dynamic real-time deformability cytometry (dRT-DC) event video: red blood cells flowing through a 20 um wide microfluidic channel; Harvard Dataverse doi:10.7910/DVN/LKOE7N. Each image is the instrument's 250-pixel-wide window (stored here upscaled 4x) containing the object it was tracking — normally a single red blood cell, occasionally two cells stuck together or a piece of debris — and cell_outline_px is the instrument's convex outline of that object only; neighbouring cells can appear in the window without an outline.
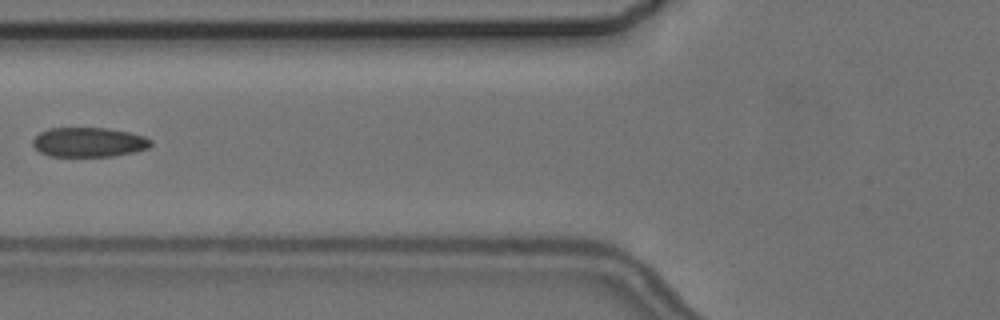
{"species": "common noctule bat (a hibernating species)", "species_latin": "Nyctalus noctula", "temperature_condition": "cold", "stored_images_in_passage": 3, "camera_frame_rate_fps": 3000, "um_per_image_px": 0.085, "animal": {"sex": "female", "body_mass_g": 24.6, "forearm_length_mm": 56.2}, "frame": {"image": 1, "passage_image": 3, "time_ms": 2.333, "image_size_px": [1000, 320], "cell_outline_px": [[152, 144], [148, 148], [132, 152], [112, 156], [48, 156], [40, 152], [32, 144], [32, 140], [40, 132], [48, 128], [108, 128], [128, 132], [144, 136], [152, 140]], "centroid_in_image_um": [7.53, 12.08], "position_along_channel_um": 118.3, "area_um2": 20.29}}